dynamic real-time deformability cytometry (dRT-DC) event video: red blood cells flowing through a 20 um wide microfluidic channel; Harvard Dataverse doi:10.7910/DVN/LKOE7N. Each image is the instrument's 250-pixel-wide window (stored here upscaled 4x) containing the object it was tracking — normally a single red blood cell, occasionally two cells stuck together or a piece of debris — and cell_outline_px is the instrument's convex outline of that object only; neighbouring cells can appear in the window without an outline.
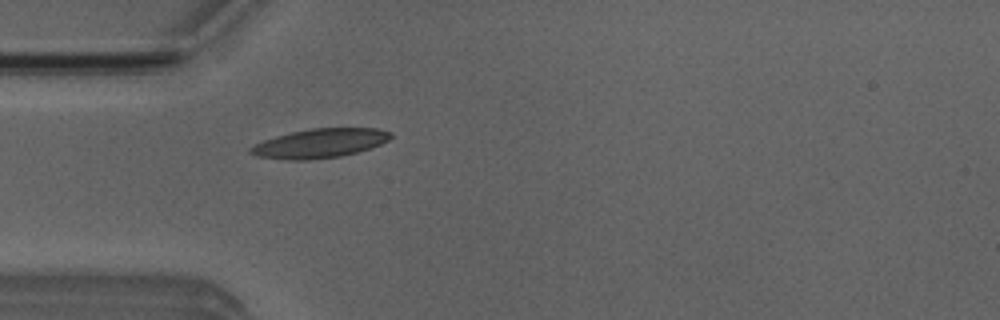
{"species": "Egyptian fruit bat (a non-hibernating species)", "species_latin": "Rousettus aegyptiacus", "temperature_condition": "room temperature", "stored_images_in_passage": 44, "camera_frame_rate_fps": 3000, "um_per_image_px": 0.085, "animal": {"sex": "male"}, "frame": {"image": 1, "passage_image": 7, "time_ms": 2.0, "image_size_px": [1000, 320], "cell_outline_px": [[392, 136], [388, 140], [380, 144], [356, 152], [340, 156], [308, 160], [288, 160], [256, 156], [248, 152], [248, 148], [264, 140], [276, 136], [292, 132], [312, 128], [376, 128], [392, 132]], "centroid_in_image_um": [27.16, 12.18], "position_along_channel_um": 57.8, "area_um2": 23.64}}
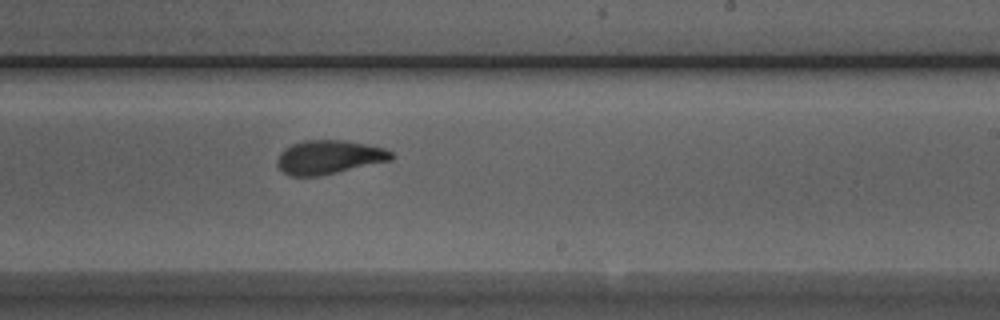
{"frame": {"image": 2, "passage_image": 23, "time_ms": 7.333, "image_size_px": [1000, 320], "cell_outline_px": [[396, 156], [392, 160], [320, 176], [288, 176], [276, 164], [280, 152], [284, 148], [292, 144], [304, 140], [344, 140], [368, 144], [384, 148], [392, 152]], "centroid_in_image_um": [27.98, 13.35], "position_along_channel_um": 261.0, "area_um2": 22.66}}
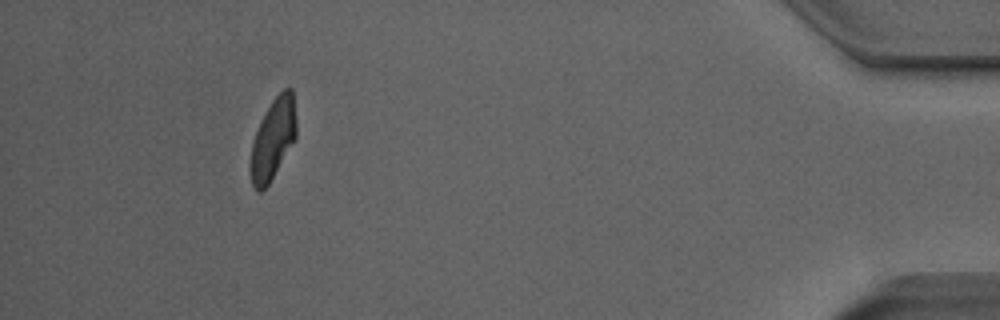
{"frame": {"image": 3, "passage_image": 40, "time_ms": 13.0, "image_size_px": [1000, 320], "cell_outline_px": [[296, 136], [268, 184], [260, 192], [256, 192], [252, 184], [248, 172], [248, 164], [252, 144], [256, 132], [264, 112], [272, 100], [284, 88], [292, 88], [296, 124]], "centroid_in_image_um": [23.15, 11.84], "position_along_channel_um": 412.0, "area_um2": 21.44}, "authors_computed_cell_mechanics": {"area_um2": 22.3975, "velocity_mm_per_s": 3.8639, "shape_relaxation_time_tau1_ms": 5.1946, "shape_relaxation_time_tau2_ms": 1.762, "deformation_change_tau1": 0.1761, "deformation_change_tau2": 0.0838}}